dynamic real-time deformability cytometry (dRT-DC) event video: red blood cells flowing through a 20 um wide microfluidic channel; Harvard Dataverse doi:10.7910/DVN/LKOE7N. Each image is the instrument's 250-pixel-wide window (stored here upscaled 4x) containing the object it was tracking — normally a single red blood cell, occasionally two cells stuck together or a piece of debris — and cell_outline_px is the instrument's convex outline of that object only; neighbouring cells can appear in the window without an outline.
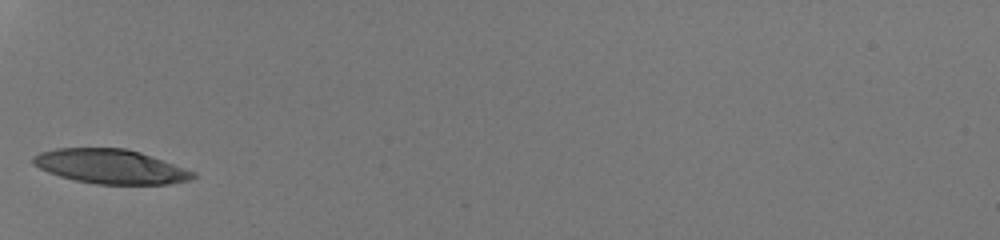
{"species": "human", "species_latin": "Homo sapiens", "temperature_condition": "room temperature", "stored_images_in_passage": 25, "camera_frame_rate_fps": 3000, "um_per_image_px": 0.085, "donor": {"sex": "male"}, "frame": {"image": 1, "passage_image": 1, "time_ms": 0.0, "image_size_px": [1000, 240], "cell_outline_px": [[196, 176], [188, 180], [164, 184], [96, 184], [76, 180], [60, 176], [48, 172], [32, 164], [32, 156], [40, 152], [56, 148], [124, 148], [140, 152], [196, 172]], "centroid_in_image_um": [9.36, 14.14], "position_along_channel_um": 75.6, "area_um2": 31.79}}
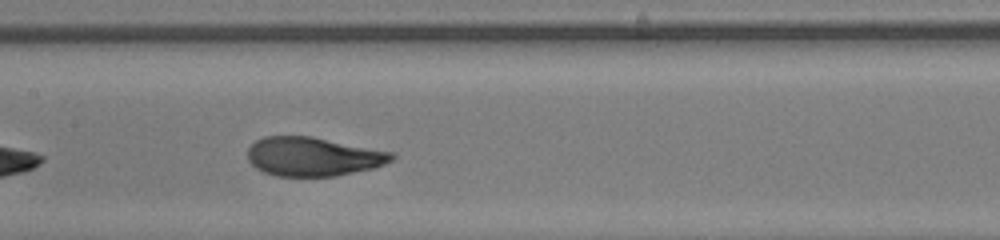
{"frame": {"image": 2, "passage_image": 9, "time_ms": 2.667, "image_size_px": [1000, 240], "cell_outline_px": [[396, 156], [392, 160], [384, 164], [372, 168], [336, 176], [276, 176], [264, 172], [256, 168], [248, 160], [248, 148], [256, 140], [264, 136], [312, 136], [396, 152]], "centroid_in_image_um": [26.64, 13.3], "position_along_channel_um": 180.8, "area_um2": 32.89}}
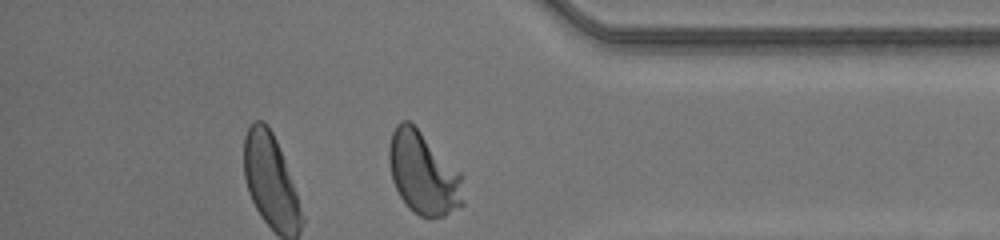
{"frame": {"image": 3, "passage_image": 25, "time_ms": 8.0, "image_size_px": [1000, 240], "cell_outline_px": [[464, 204], [444, 216], [432, 220], [428, 220], [420, 216], [408, 208], [400, 196], [392, 180], [388, 160], [388, 148], [392, 132], [396, 124], [400, 120], [408, 120], [460, 172]], "centroid_in_image_um": [35.95, 14.77], "position_along_channel_um": 399.2, "area_um2": 35.55}, "authors_computed_cell_mechanics": {"area_um2": 33.5818, "velocity_mm_per_s": 4.2136, "shape_relaxation_time_tau1_ms": 3.3783, "shape_relaxation_time_tau2_ms": null, "deformation_change_tau1": 0.1812, "deformation_change_tau2": null}}